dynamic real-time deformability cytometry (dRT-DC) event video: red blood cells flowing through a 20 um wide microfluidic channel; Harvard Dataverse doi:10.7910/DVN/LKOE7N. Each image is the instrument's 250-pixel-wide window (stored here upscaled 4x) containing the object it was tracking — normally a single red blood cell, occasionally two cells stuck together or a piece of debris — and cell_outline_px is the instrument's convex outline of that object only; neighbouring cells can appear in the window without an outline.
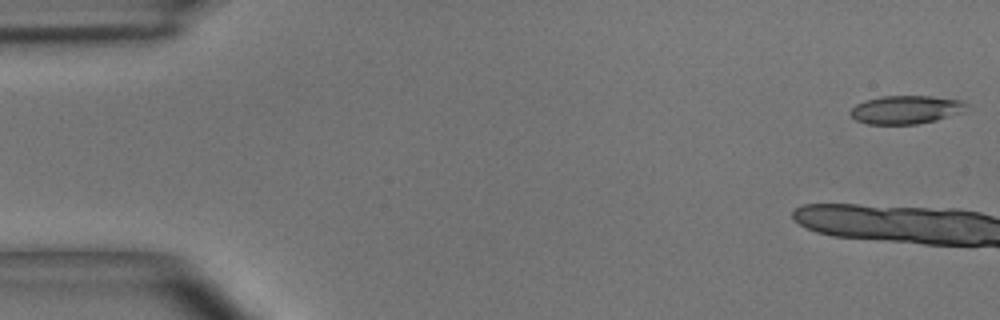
{"species": "common noctule bat (a hibernating species)", "species_latin": "Nyctalus noctula", "temperature_condition": "room temperature", "stored_images_in_passage": 12, "camera_frame_rate_fps": 3000, "um_per_image_px": 0.085, "animal": {"sex": "male", "body_mass_g": 15.6}, "frame": {"image": 1, "passage_image": 1, "time_ms": 0.0, "image_size_px": [1000, 320], "cell_outline_px": [[968, 104], [964, 112], [936, 120], [916, 124], [868, 124], [856, 120], [848, 112], [856, 104], [864, 100], [880, 96], [932, 96], [964, 100]], "centroid_in_image_um": [77.02, 9.31], "position_along_channel_um": 8.0, "area_um2": 19.36}}